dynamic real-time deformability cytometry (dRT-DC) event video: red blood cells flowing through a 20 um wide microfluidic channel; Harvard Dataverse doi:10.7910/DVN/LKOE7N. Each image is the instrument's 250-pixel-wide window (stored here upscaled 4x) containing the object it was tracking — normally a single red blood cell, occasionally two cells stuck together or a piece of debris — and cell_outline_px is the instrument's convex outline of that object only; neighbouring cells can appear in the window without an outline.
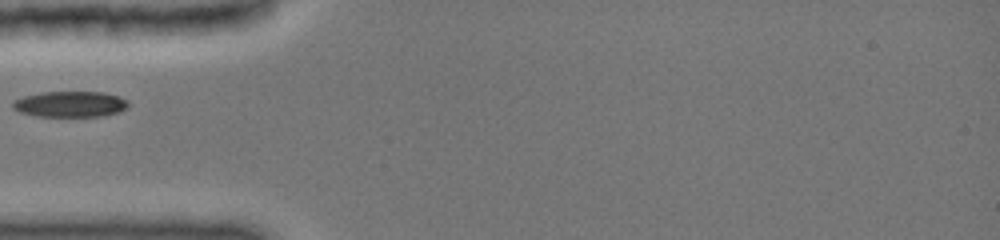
{"species": "common noctule bat (a hibernating species)", "species_latin": "Nyctalus noctula", "temperature_condition": "cold", "stored_images_in_passage": 13, "camera_frame_rate_fps": 3000, "um_per_image_px": 0.085, "animal": {"sex": "female", "body_mass_g": 19.0, "forearm_length_mm": 51.5}, "frame": {"image": 1, "passage_image": 1, "time_ms": 0.0, "image_size_px": [1000, 240], "cell_outline_px": [[128, 104], [124, 108], [116, 112], [100, 116], [36, 116], [20, 112], [12, 108], [12, 104], [16, 100], [24, 96], [44, 92], [104, 92], [116, 96], [124, 100]], "centroid_in_image_um": [5.9, 8.85], "position_along_channel_um": 79.1, "area_um2": 16.94}}
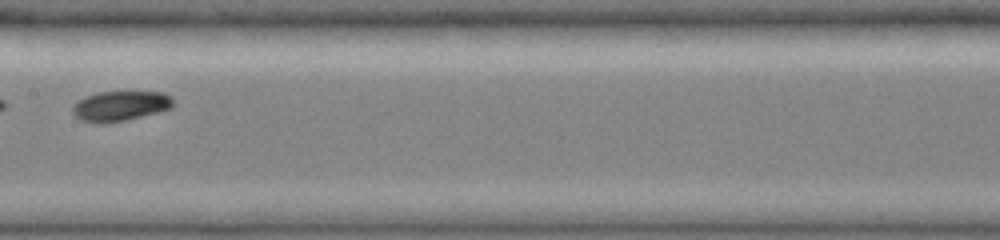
{"frame": {"image": 2, "passage_image": 8, "time_ms": 3.0, "image_size_px": [1000, 240], "cell_outline_px": [[172, 108], [124, 120], [104, 124], [84, 120], [76, 116], [72, 112], [72, 108], [80, 100], [96, 92], [164, 92], [172, 96]], "centroid_in_image_um": [10.25, 8.99], "position_along_channel_um": 197.1, "area_um2": 17.17}}